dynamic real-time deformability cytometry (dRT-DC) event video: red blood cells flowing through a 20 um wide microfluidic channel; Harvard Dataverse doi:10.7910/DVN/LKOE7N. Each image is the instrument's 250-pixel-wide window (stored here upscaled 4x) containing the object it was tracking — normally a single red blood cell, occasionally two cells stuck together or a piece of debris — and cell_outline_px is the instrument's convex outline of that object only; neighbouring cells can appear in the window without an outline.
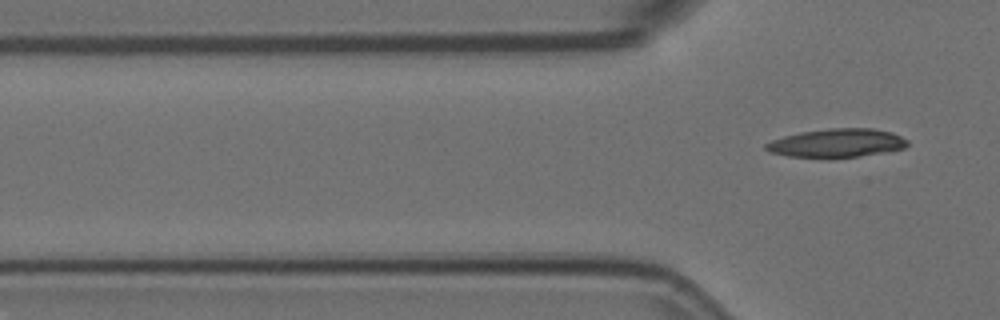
{"species": "Egyptian fruit bat (a non-hibernating species)", "species_latin": "Rousettus aegyptiacus", "temperature_condition": "room temperature", "stored_images_in_passage": 2, "camera_frame_rate_fps": 3000, "um_per_image_px": 0.085, "animal": {"sex": "female"}, "frame": {"image": 1, "passage_image": 2, "time_ms": 0.333, "image_size_px": [1000, 320], "cell_outline_px": [[908, 144], [904, 148], [856, 156], [788, 156], [772, 152], [764, 148], [764, 144], [772, 140], [784, 136], [800, 132], [828, 128], [872, 128], [892, 132], [908, 140]], "centroid_in_image_um": [71.13, 12.12], "position_along_channel_um": 54.7, "area_um2": 22.89}}